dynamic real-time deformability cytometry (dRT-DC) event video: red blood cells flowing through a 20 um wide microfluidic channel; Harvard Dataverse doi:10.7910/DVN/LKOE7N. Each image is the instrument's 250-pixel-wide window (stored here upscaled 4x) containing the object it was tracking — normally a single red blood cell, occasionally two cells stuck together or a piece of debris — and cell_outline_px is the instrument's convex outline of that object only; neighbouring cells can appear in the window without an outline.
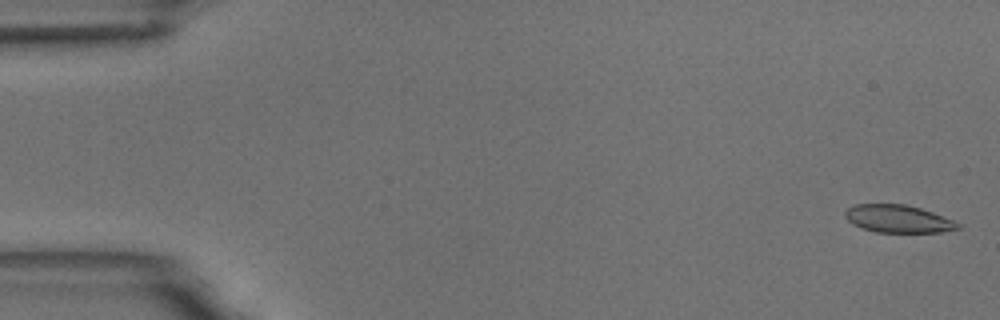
{"species": "common noctule bat (a hibernating species)", "species_latin": "Nyctalus noctula", "temperature_condition": "room temperature", "stored_images_in_passage": 5, "camera_frame_rate_fps": 3000, "um_per_image_px": 0.085, "animal": {"sex": "male", "body_mass_g": 18.8}, "frame": {"image": 1, "passage_image": 1, "time_ms": 0.0, "image_size_px": [1000, 320], "cell_outline_px": [[960, 228], [940, 232], [876, 232], [860, 228], [852, 224], [844, 216], [844, 212], [848, 208], [856, 204], [904, 204], [920, 208], [932, 212], [952, 220], [960, 224]], "centroid_in_image_um": [76.29, 18.6], "position_along_channel_um": 8.7, "area_um2": 18.09}}
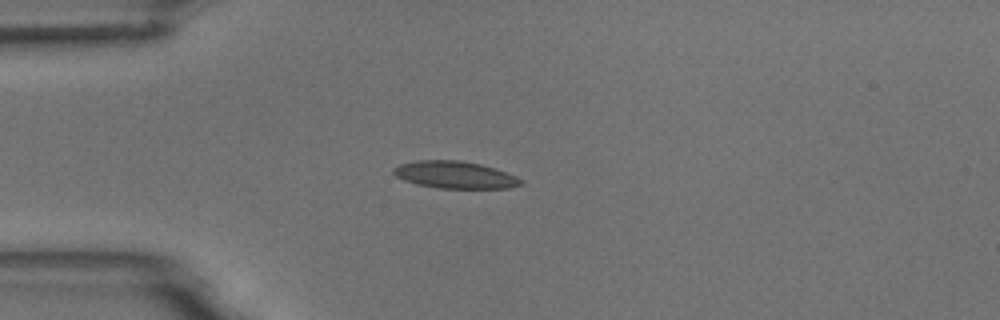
{"frame": {"image": 2, "passage_image": 4, "time_ms": 4.333, "image_size_px": [1000, 320], "cell_outline_px": [[524, 184], [508, 188], [440, 188], [416, 184], [404, 180], [396, 176], [392, 172], [392, 168], [400, 164], [416, 160], [460, 160], [480, 164], [516, 176], [524, 180]], "centroid_in_image_um": [38.65, 14.86], "position_along_channel_um": 46.3, "area_um2": 20.11}}